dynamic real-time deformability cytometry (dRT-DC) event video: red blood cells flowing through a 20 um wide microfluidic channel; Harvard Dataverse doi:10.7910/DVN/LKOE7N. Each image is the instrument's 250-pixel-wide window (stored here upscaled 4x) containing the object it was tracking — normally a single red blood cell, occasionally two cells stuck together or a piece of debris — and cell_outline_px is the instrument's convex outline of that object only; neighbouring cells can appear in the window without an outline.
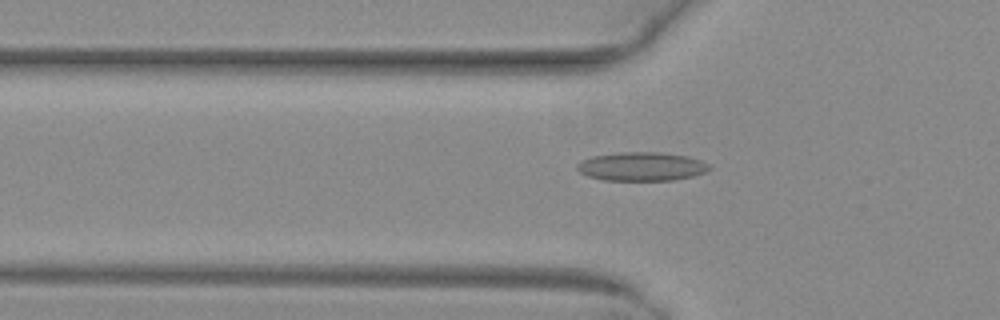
{"species": "common noctule bat (a hibernating species)", "species_latin": "Nyctalus noctula", "temperature_condition": "warm", "stored_images_in_passage": 46, "camera_frame_rate_fps": 3000, "um_per_image_px": 0.085, "animal": {"sex": "female", "body_mass_g": 29.2, "forearm_length_mm": 56.3}, "frame": {"image": 1, "passage_image": 14, "time_ms": 4.333, "image_size_px": [1000, 320], "cell_outline_px": [[712, 168], [704, 172], [692, 176], [672, 180], [604, 180], [588, 176], [580, 172], [576, 168], [576, 164], [580, 160], [592, 156], [620, 152], [660, 152], [688, 156], [700, 160], [708, 164]], "centroid_in_image_um": [54.51, 14.14], "position_along_channel_um": 71.3, "area_um2": 22.14}}
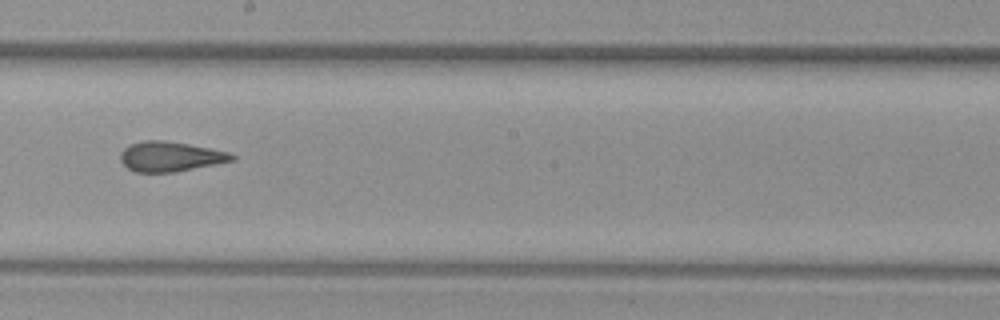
{"frame": {"image": 2, "passage_image": 26, "time_ms": 8.333, "image_size_px": [1000, 320], "cell_outline_px": [[236, 160], [172, 172], [136, 172], [128, 168], [120, 160], [120, 152], [128, 144], [144, 140], [164, 140], [188, 144], [228, 152], [236, 156]], "centroid_in_image_um": [14.44, 13.29], "position_along_channel_um": 233.8, "area_um2": 19.31}}
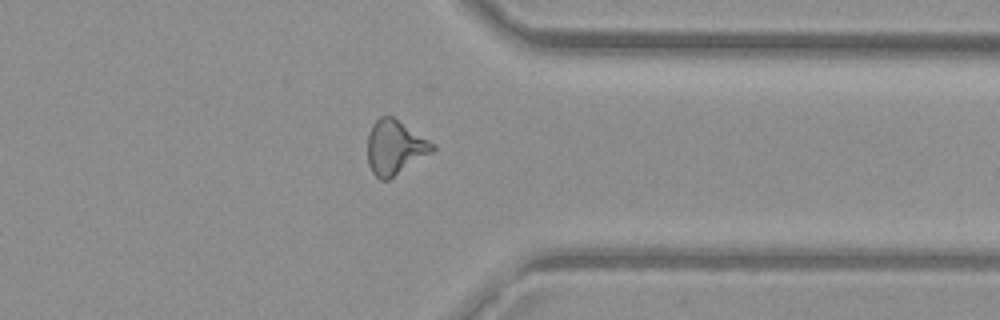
{"frame": {"image": 3, "passage_image": 37, "time_ms": 12.0, "image_size_px": [1000, 320], "cell_outline_px": [[436, 148], [432, 152], [388, 180], [380, 180], [372, 172], [368, 164], [368, 132], [372, 124], [380, 116], [392, 116], [436, 144]], "centroid_in_image_um": [33.56, 12.52], "position_along_channel_um": 377.8, "area_um2": 20.52}, "authors_computed_cell_mechanics": {"area_um2": 19.941, "velocity_mm_per_s": 4.0575, "shape_relaxation_time_tau1_ms": null, "shape_relaxation_time_tau2_ms": 1.6144, "deformation_change_tau1": null, "deformation_change_tau2": 0.0826}}